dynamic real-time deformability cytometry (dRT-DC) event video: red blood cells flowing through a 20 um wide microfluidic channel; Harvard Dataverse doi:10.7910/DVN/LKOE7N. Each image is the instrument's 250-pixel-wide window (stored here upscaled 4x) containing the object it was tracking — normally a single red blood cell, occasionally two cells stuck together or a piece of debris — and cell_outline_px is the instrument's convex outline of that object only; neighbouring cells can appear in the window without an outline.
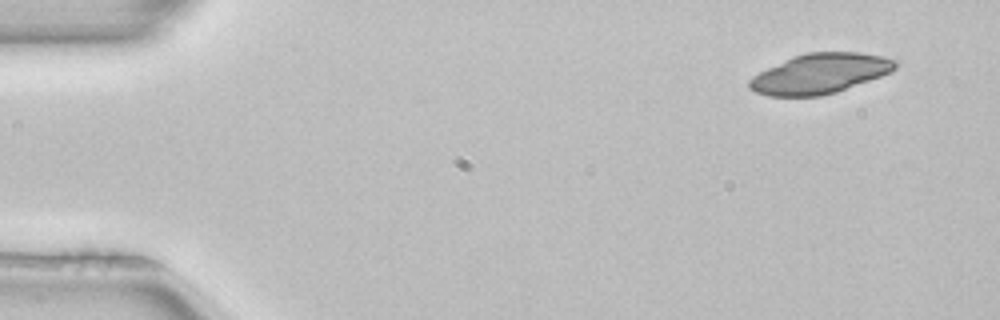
{"species": "common noctule bat (a hibernating species)", "species_latin": "Nyctalus noctula", "temperature_condition": "room temperature", "stored_images_in_passage": 3, "camera_frame_rate_fps": 3000, "um_per_image_px": 0.085, "animal": {"sex": "female", "body_mass_g": 22.7, "forearm_length_mm": 54.2}, "frame": {"image": 1, "passage_image": 1, "time_ms": 0.0, "image_size_px": [1000, 320], "cell_outline_px": [[900, 64], [892, 72], [836, 92], [820, 96], [768, 96], [756, 92], [748, 88], [748, 80], [752, 76], [768, 68], [796, 56], [808, 52], [860, 52], [884, 56], [900, 60]], "centroid_in_image_um": [69.76, 6.25], "position_along_channel_um": 15.2, "area_um2": 33.99}}